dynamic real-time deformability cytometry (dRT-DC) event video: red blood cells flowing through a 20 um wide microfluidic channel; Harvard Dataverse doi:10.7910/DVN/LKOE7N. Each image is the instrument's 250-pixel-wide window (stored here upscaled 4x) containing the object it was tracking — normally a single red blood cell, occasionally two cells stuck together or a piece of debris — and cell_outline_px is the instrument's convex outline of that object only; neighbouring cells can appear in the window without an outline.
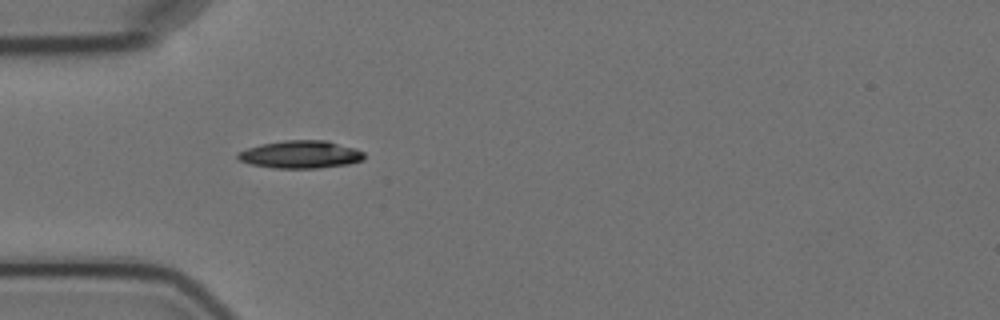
{"species": "Egyptian fruit bat (a non-hibernating species)", "species_latin": "Rousettus aegyptiacus", "temperature_condition": "cold", "stored_images_in_passage": 4, "camera_frame_rate_fps": 3000, "um_per_image_px": 0.085, "animal": {"sex": "female"}, "frame": {"image": 1, "passage_image": 4, "time_ms": 3.333, "image_size_px": [1000, 320], "cell_outline_px": [[364, 160], [348, 164], [320, 168], [272, 168], [252, 164], [240, 160], [236, 156], [240, 152], [248, 148], [260, 144], [284, 140], [328, 140], [356, 148], [364, 152]], "centroid_in_image_um": [25.6, 13.12], "position_along_channel_um": 59.4, "area_um2": 20.46}}